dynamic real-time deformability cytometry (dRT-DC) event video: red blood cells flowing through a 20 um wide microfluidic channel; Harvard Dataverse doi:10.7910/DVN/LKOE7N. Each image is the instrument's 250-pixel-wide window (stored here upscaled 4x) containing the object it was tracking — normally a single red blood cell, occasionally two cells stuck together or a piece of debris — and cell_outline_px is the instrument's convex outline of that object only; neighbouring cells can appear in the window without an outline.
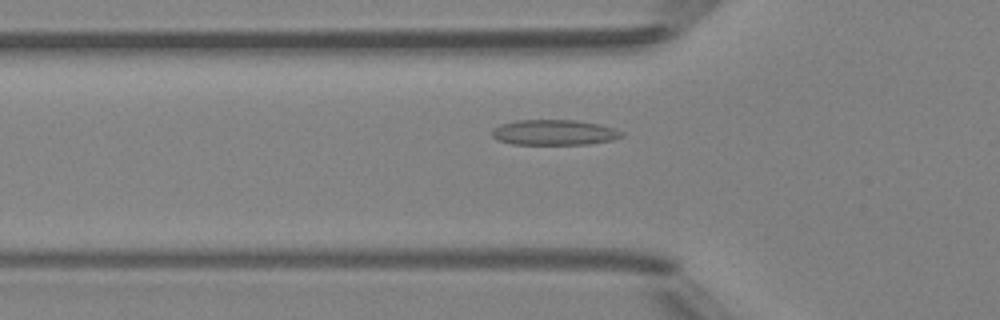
{"species": "Egyptian fruit bat (a non-hibernating species)", "species_latin": "Rousettus aegyptiacus", "temperature_condition": "room temperature", "stored_images_in_passage": 45, "camera_frame_rate_fps": 3000, "um_per_image_px": 0.085, "animal": {"sex": "female"}, "frame": {"image": 1, "passage_image": 13, "time_ms": 4.0, "image_size_px": [1000, 320], "cell_outline_px": [[624, 136], [612, 140], [588, 144], [512, 144], [496, 140], [492, 136], [492, 128], [500, 124], [516, 120], [576, 120], [600, 124], [624, 132]], "centroid_in_image_um": [47.08, 11.25], "position_along_channel_um": 78.7, "area_um2": 19.31}}
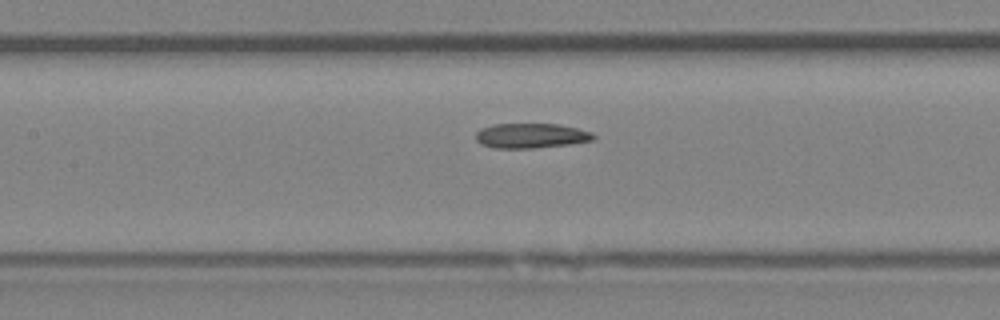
{"frame": {"image": 2, "passage_image": 19, "time_ms": 6.0, "image_size_px": [1000, 320], "cell_outline_px": [[596, 136], [592, 140], [568, 144], [532, 148], [496, 148], [480, 144], [476, 140], [476, 132], [480, 128], [492, 124], [556, 124], [576, 128], [592, 132]], "centroid_in_image_um": [45.09, 11.53], "position_along_channel_um": 162.3, "area_um2": 16.94}}
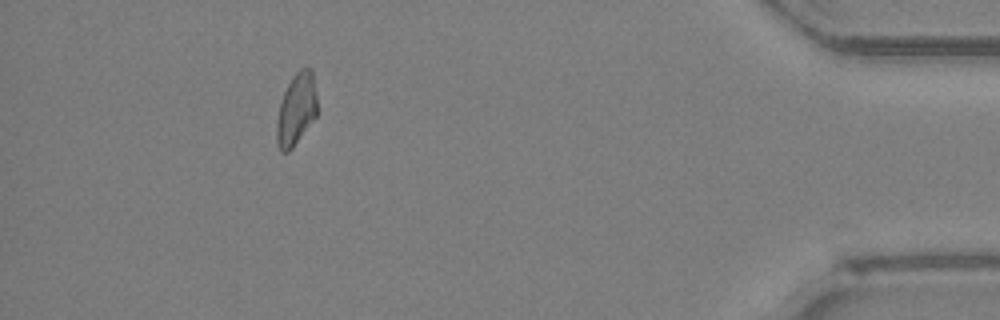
{"frame": {"image": 3, "passage_image": 41, "time_ms": 13.333, "image_size_px": [1000, 320], "cell_outline_px": [[316, 116], [292, 148], [288, 152], [280, 152], [276, 144], [276, 120], [280, 100], [292, 76], [300, 68], [312, 68], [316, 92]], "centroid_in_image_um": [25.15, 9.29], "position_along_channel_um": 410.0, "area_um2": 17.11}}